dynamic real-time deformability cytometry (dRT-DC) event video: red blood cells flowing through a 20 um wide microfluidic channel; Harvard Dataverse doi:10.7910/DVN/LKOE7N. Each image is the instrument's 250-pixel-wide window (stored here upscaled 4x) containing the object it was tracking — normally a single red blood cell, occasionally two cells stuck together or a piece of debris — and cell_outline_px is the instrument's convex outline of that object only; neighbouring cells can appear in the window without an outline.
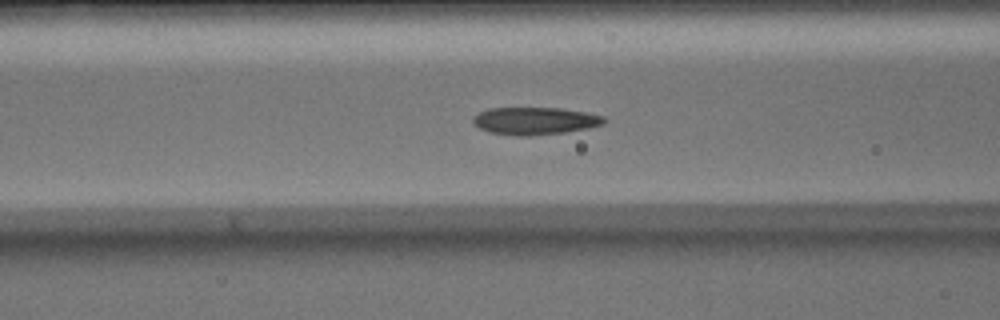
{"species": "Egyptian fruit bat (a non-hibernating species)", "species_latin": "Rousettus aegyptiacus", "temperature_condition": "warm", "stored_images_in_passage": 43, "camera_frame_rate_fps": 3000, "um_per_image_px": 0.085, "animal": {"sex": "male"}, "frame": {"image": 1, "passage_image": 12, "time_ms": 3.667, "image_size_px": [1000, 320], "cell_outline_px": [[608, 120], [604, 124], [588, 128], [564, 132], [528, 136], [520, 136], [488, 132], [480, 128], [472, 120], [472, 116], [488, 108], [560, 108], [584, 112], [604, 116]], "centroid_in_image_um": [45.48, 10.27], "position_along_channel_um": 121.1, "area_um2": 20.92}}
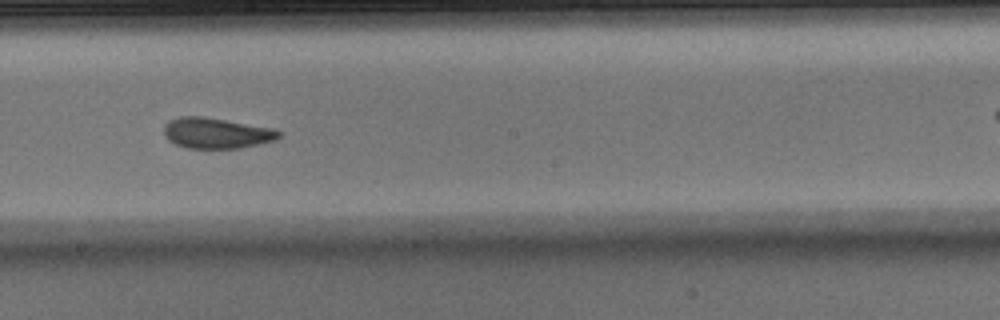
{"frame": {"image": 2, "passage_image": 20, "time_ms": 6.333, "image_size_px": [1000, 320], "cell_outline_px": [[280, 136], [276, 140], [240, 148], [188, 148], [176, 144], [168, 140], [164, 136], [164, 124], [168, 120], [180, 116], [200, 116], [272, 128], [280, 132]], "centroid_in_image_um": [18.35, 11.31], "position_along_channel_um": 229.9, "area_um2": 20.4}}
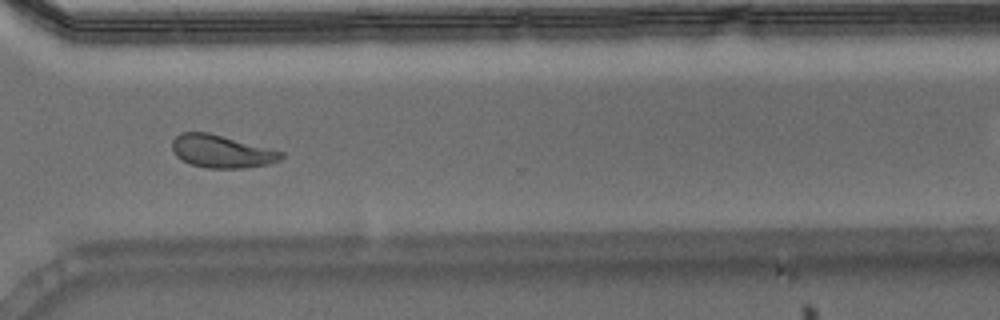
{"frame": {"image": 3, "passage_image": 29, "time_ms": 9.333, "image_size_px": [1000, 320], "cell_outline_px": [[284, 156], [280, 160], [268, 164], [244, 168], [208, 168], [192, 164], [176, 156], [172, 152], [172, 140], [176, 136], [184, 132], [208, 132], [284, 152]], "centroid_in_image_um": [18.83, 12.87], "position_along_channel_um": 351.8, "area_um2": 20.63}, "authors_computed_cell_mechanics": {"area_um2": 21.097, "velocity_mm_per_s": 4.068, "shape_relaxation_time_tau1_ms": 10.0244, "shape_relaxation_time_tau2_ms": 1.4787, "deformation_change_tau1": 0.2327, "deformation_change_tau2": 0.0645}}